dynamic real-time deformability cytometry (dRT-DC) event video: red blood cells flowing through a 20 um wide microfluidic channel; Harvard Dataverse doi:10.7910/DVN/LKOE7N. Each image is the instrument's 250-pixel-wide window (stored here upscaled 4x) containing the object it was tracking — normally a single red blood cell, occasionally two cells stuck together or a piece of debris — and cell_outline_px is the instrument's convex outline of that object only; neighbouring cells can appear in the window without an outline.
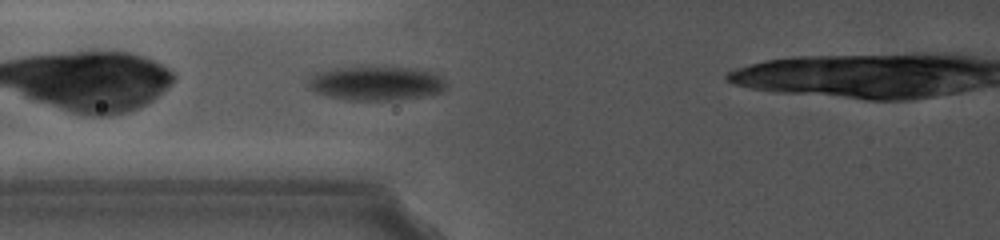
{"species": "common noctule bat (a hibernating species)", "species_latin": "Nyctalus noctula", "temperature_condition": "cold", "stored_images_in_passage": 30, "camera_frame_rate_fps": 5000, "um_per_image_px": 0.085, "animal": {"sex": "female", "body_mass_g": 19.0, "forearm_length_mm": 56.7}, "frame": {"image": 1, "passage_image": 4, "time_ms": 0.8, "image_size_px": [1000, 240], "cell_outline_px": [[444, 88], [440, 92], [420, 96], [392, 100], [348, 100], [328, 96], [312, 88], [312, 80], [320, 72], [336, 68], [368, 64], [372, 64], [408, 68], [432, 72], [440, 76], [444, 80]], "centroid_in_image_um": [32.03, 7.04], "position_along_channel_um": 93.8, "area_um2": 27.17}}
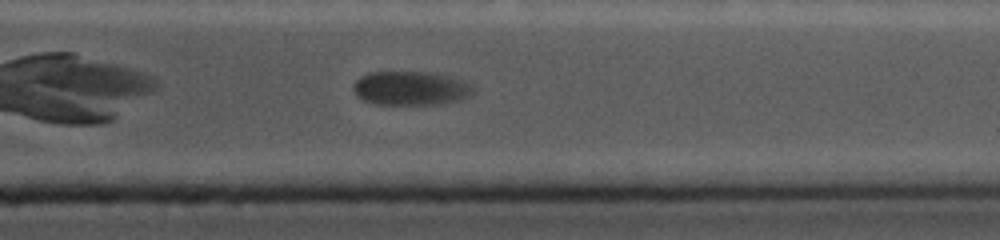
{"frame": {"image": 2, "passage_image": 26, "time_ms": 8.4, "image_size_px": [1000, 240], "cell_outline_px": [[472, 92], [468, 96], [460, 100], [440, 104], [376, 104], [364, 100], [356, 96], [352, 88], [356, 80], [360, 76], [368, 72], [432, 72], [452, 76], [464, 80], [472, 88]], "centroid_in_image_um": [34.88, 7.49], "position_along_channel_um": 376.5, "area_um2": 23.81}}
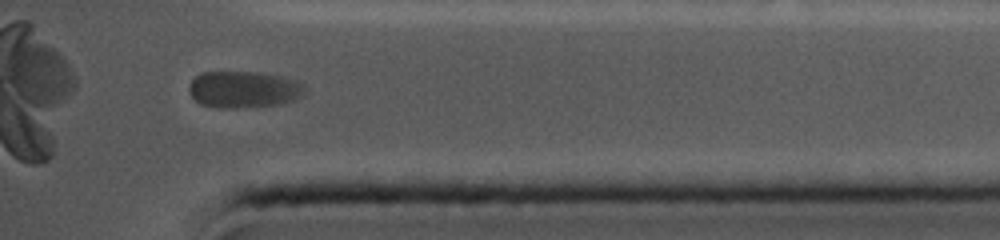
{"frame": {"image": 3, "passage_image": 28, "time_ms": 9.4, "image_size_px": [1000, 240], "cell_outline_px": [[308, 88], [300, 96], [292, 100], [280, 104], [232, 108], [204, 104], [196, 100], [192, 96], [188, 88], [192, 80], [200, 72], [256, 72], [280, 76], [296, 80], [304, 84]], "centroid_in_image_um": [20.75, 7.58], "position_along_channel_um": 414.5, "area_um2": 24.39}}